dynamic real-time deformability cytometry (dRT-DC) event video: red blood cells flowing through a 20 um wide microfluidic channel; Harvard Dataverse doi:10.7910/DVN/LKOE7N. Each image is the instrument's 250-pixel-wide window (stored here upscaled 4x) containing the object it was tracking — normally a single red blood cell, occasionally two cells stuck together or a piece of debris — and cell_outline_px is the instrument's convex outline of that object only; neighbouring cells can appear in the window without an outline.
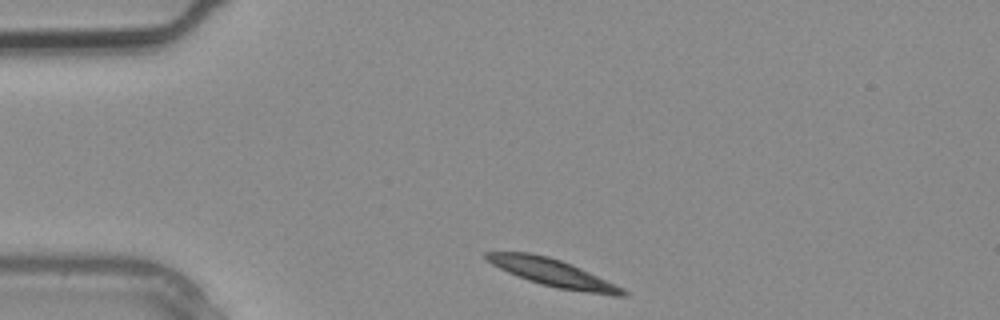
{"species": "common noctule bat (a hibernating species)", "species_latin": "Nyctalus noctula", "temperature_condition": "warm", "stored_images_in_passage": 1, "camera_frame_rate_fps": 3000, "um_per_image_px": 0.085, "animal": {"sex": "male", "body_mass_g": 20.4}, "frame": {"image": 1, "passage_image": 1, "time_ms": 0.0, "image_size_px": [1000, 320], "cell_outline_px": [[628, 296], [612, 296], [556, 288], [540, 284], [528, 280], [508, 272], [492, 264], [484, 256], [484, 252], [528, 252], [548, 256], [572, 264], [624, 288], [628, 292]], "centroid_in_image_um": [47.04, 23.2], "position_along_channel_um": 38.0, "area_um2": 21.79}}